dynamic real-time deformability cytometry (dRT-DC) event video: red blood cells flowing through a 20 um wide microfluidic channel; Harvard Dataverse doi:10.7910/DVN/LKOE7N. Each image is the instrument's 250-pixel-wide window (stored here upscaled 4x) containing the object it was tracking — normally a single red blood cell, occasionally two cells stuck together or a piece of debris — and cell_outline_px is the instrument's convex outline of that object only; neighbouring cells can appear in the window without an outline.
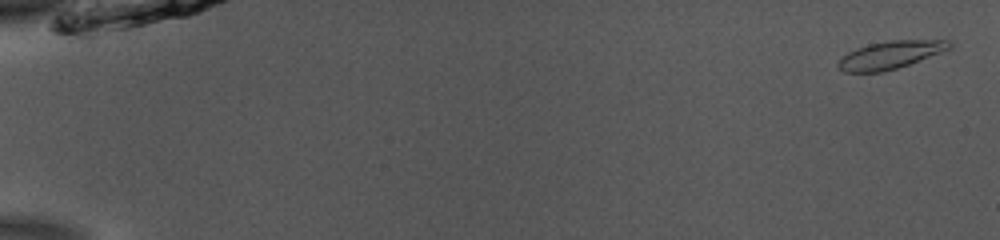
{"species": "common noctule bat (a hibernating species)", "species_latin": "Nyctalus noctula", "temperature_condition": "room temperature", "stored_images_in_passage": 53, "camera_frame_rate_fps": 3000, "um_per_image_px": 0.085, "animal": {"sex": "male", "body_mass_g": 13.0, "forearm_length_mm": 53.1}, "frame": {"image": 1, "passage_image": 1, "time_ms": 0.0, "image_size_px": [1000, 240], "cell_outline_px": [[952, 48], [908, 64], [884, 72], [844, 72], [836, 64], [848, 52], [856, 48], [868, 44], [888, 40], [948, 40], [952, 44]], "centroid_in_image_um": [75.67, 4.66], "position_along_channel_um": 9.3, "area_um2": 17.8}}
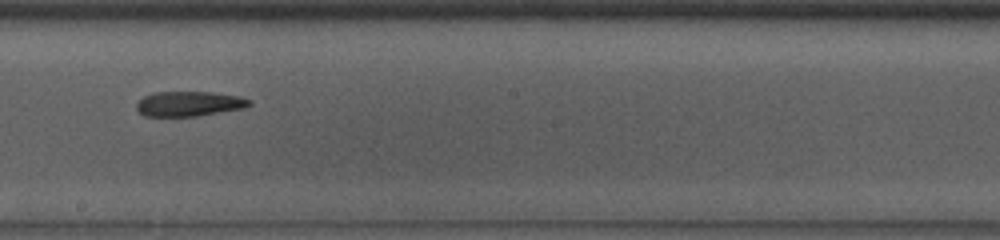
{"frame": {"image": 2, "passage_image": 31, "time_ms": 10.0, "image_size_px": [1000, 240], "cell_outline_px": [[252, 104], [244, 108], [196, 116], [144, 116], [136, 108], [136, 104], [144, 96], [156, 92], [212, 92], [240, 96], [252, 100]], "centroid_in_image_um": [16.1, 8.82], "position_along_channel_um": 232.1, "area_um2": 16.36}}
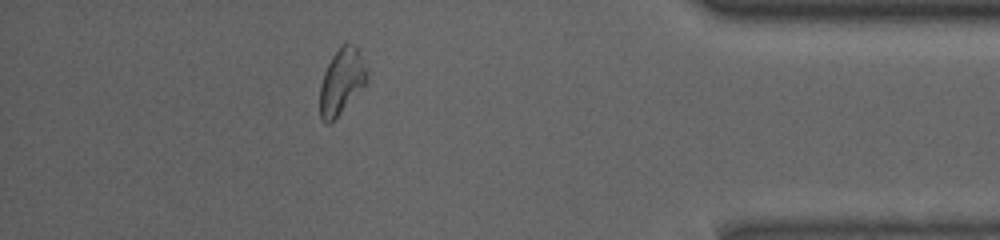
{"frame": {"image": 3, "passage_image": 47, "time_ms": 15.333, "image_size_px": [1000, 240], "cell_outline_px": [[368, 80], [340, 112], [328, 124], [324, 124], [320, 120], [320, 84], [324, 72], [332, 56], [340, 44], [348, 44], [356, 48], [368, 76]], "centroid_in_image_um": [28.98, 6.94], "position_along_channel_um": 406.2, "area_um2": 17.34}}